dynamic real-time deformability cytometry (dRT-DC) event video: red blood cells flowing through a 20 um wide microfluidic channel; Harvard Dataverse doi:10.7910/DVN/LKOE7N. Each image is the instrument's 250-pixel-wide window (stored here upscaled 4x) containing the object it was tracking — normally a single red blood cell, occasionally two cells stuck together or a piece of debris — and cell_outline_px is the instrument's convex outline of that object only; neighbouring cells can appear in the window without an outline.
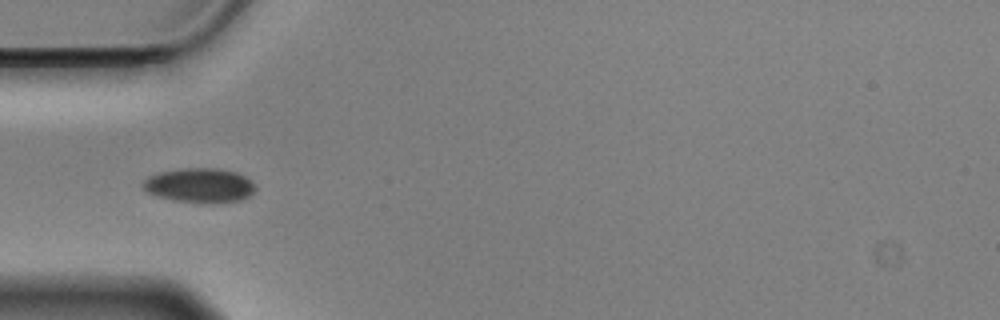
{"species": "Egyptian fruit bat (a non-hibernating species)", "species_latin": "Rousettus aegyptiacus", "temperature_condition": "cold", "stored_images_in_passage": 34, "camera_frame_rate_fps": 3000, "um_per_image_px": 0.085, "animal": {"sex": "male"}, "frame": {"image": 1, "passage_image": 1, "time_ms": 0.0, "image_size_px": [1000, 320], "cell_outline_px": [[256, 188], [248, 196], [240, 200], [212, 204], [200, 204], [176, 200], [156, 196], [148, 192], [140, 184], [148, 176], [160, 172], [180, 168], [216, 168], [236, 172], [252, 180]], "centroid_in_image_um": [16.96, 15.76], "position_along_channel_um": 68.0, "area_um2": 22.83}}
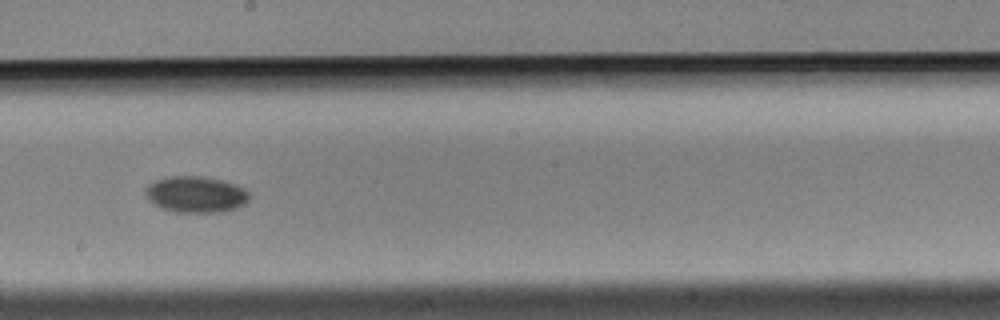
{"frame": {"image": 2, "passage_image": 15, "time_ms": 4.667, "image_size_px": [1000, 320], "cell_outline_px": [[248, 200], [244, 204], [236, 208], [224, 212], [176, 212], [160, 208], [148, 200], [144, 192], [148, 184], [156, 180], [168, 176], [204, 176], [236, 184], [244, 188], [248, 192]], "centroid_in_image_um": [16.62, 16.52], "position_along_channel_um": 231.6, "area_um2": 22.08}}
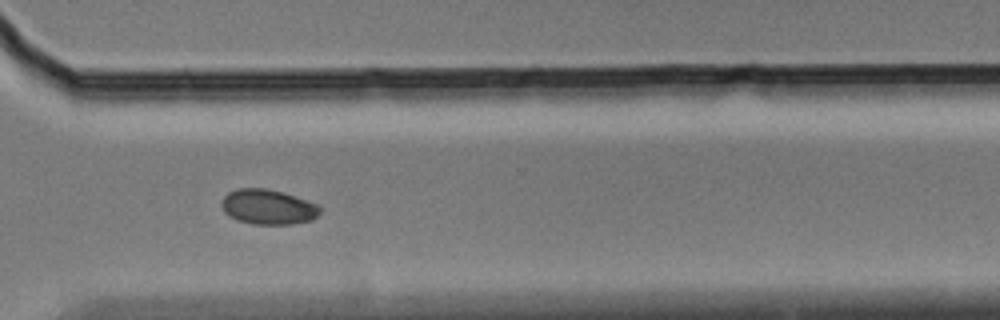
{"frame": {"image": 3, "passage_image": 25, "time_ms": 8.0, "image_size_px": [1000, 320], "cell_outline_px": [[320, 212], [312, 220], [292, 224], [252, 224], [236, 220], [228, 216], [224, 212], [220, 204], [224, 196], [228, 192], [236, 188], [268, 188], [316, 204], [320, 208]], "centroid_in_image_um": [22.71, 17.59], "position_along_channel_um": 347.9, "area_um2": 20.0}, "authors_computed_cell_mechanics": {"area_um2": 20.9814, "velocity_mm_per_s": 3.4993, "shape_relaxation_time_tau1_ms": 3.1746, "shape_relaxation_time_tau2_ms": null, "deformation_change_tau1": 0.0457, "deformation_change_tau2": null}}